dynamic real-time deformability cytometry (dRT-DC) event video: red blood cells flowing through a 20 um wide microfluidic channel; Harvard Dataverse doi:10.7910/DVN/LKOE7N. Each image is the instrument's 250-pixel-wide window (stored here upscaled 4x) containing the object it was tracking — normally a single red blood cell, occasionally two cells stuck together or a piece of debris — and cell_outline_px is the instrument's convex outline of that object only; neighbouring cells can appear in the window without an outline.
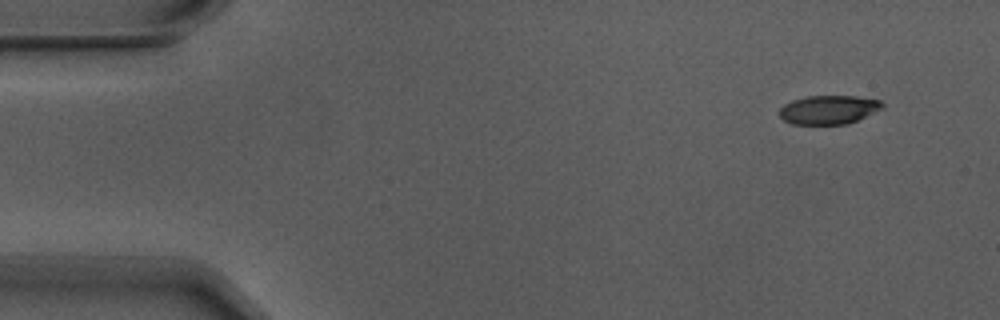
{"species": "Egyptian fruit bat (a non-hibernating species)", "species_latin": "Rousettus aegyptiacus", "temperature_condition": "warm", "stored_images_in_passage": 6, "camera_frame_rate_fps": 3000, "um_per_image_px": 0.085, "animal": {"sex": "male"}, "frame": {"image": 1, "passage_image": 1, "time_ms": 0.0, "image_size_px": [1000, 320], "cell_outline_px": [[884, 108], [848, 124], [792, 124], [784, 120], [780, 116], [780, 108], [784, 104], [792, 100], [808, 96], [856, 96], [880, 100], [884, 104]], "centroid_in_image_um": [70.45, 9.32], "position_along_channel_um": 14.5, "area_um2": 17.28}}
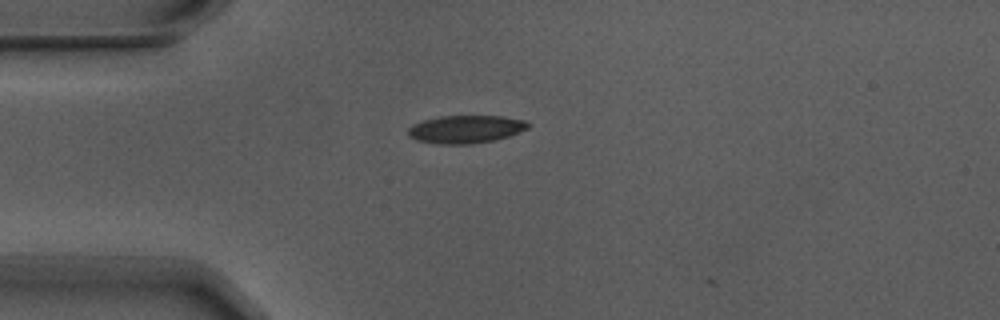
{"frame": {"image": 2, "passage_image": 4, "time_ms": 1.0, "image_size_px": [1000, 320], "cell_outline_px": [[532, 124], [528, 128], [508, 136], [492, 140], [472, 144], [440, 144], [416, 140], [408, 136], [408, 128], [412, 124], [424, 120], [440, 116], [500, 116], [524, 120]], "centroid_in_image_um": [39.56, 10.98], "position_along_channel_um": 45.4, "area_um2": 19.42}}
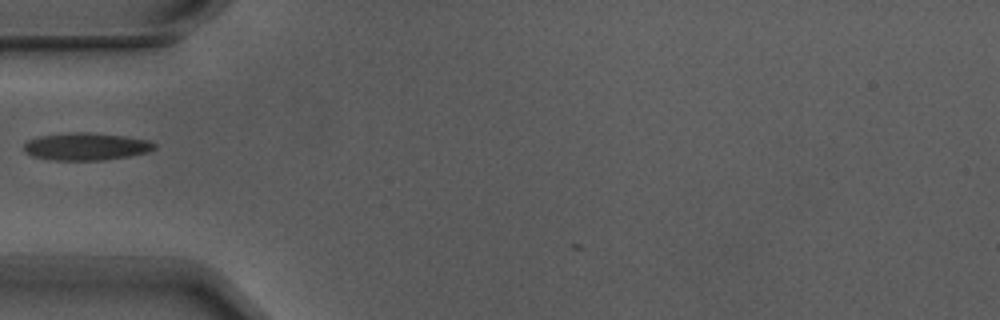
{"frame": {"image": 3, "passage_image": 5, "time_ms": 1.333, "image_size_px": [1000, 320], "cell_outline_px": [[156, 148], [148, 152], [128, 156], [100, 160], [52, 160], [32, 156], [24, 152], [24, 144], [28, 140], [40, 136], [72, 132], [92, 132], [124, 136], [148, 140], [156, 144]], "centroid_in_image_um": [7.31, 12.45], "position_along_channel_um": 77.7, "area_um2": 20.87}}